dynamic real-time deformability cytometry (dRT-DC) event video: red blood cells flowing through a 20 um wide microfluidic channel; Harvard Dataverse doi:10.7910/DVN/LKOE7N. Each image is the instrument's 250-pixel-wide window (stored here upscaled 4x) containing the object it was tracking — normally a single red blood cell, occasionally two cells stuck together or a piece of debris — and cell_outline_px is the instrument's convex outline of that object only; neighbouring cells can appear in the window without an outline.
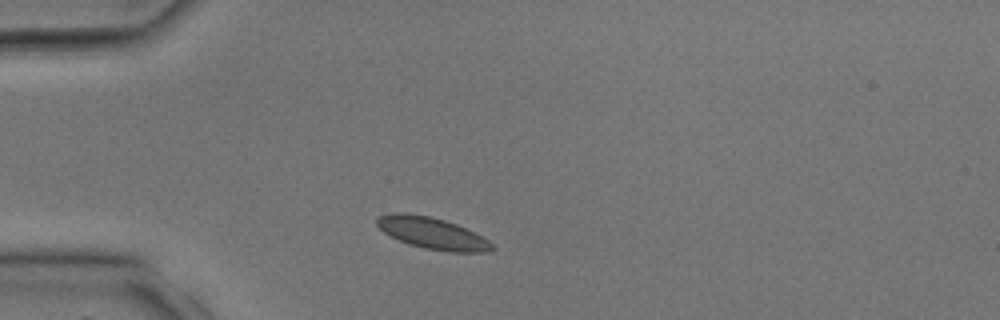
{"species": "common noctule bat (a hibernating species)", "species_latin": "Nyctalus noctula", "temperature_condition": "room temperature", "stored_images_in_passage": 27, "camera_frame_rate_fps": 3000, "um_per_image_px": 0.085, "animal": {"sex": "male", "body_mass_g": 17.9, "forearm_length_mm": 54.2}, "frame": {"image": 1, "passage_image": 3, "time_ms": 0.667, "image_size_px": [1000, 320], "cell_outline_px": [[496, 248], [488, 252], [448, 252], [424, 248], [408, 244], [384, 232], [376, 224], [376, 220], [380, 216], [392, 212], [408, 212], [428, 216], [444, 220], [456, 224], [488, 240]], "centroid_in_image_um": [36.73, 19.82], "position_along_channel_um": 48.3, "area_um2": 21.04}}
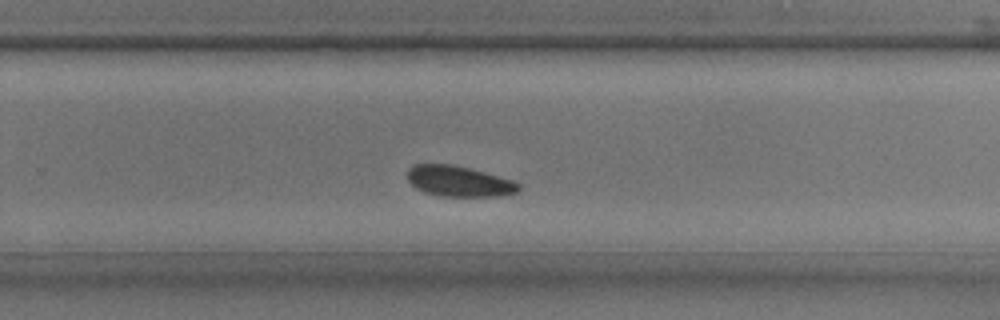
{"frame": {"image": 2, "passage_image": 16, "time_ms": 5.0, "image_size_px": [1000, 320], "cell_outline_px": [[520, 188], [516, 192], [496, 196], [440, 196], [424, 192], [416, 188], [408, 180], [408, 168], [412, 164], [452, 164], [484, 172], [512, 180], [520, 184]], "centroid_in_image_um": [38.97, 15.4], "position_along_channel_um": 290.8, "area_um2": 19.71}}
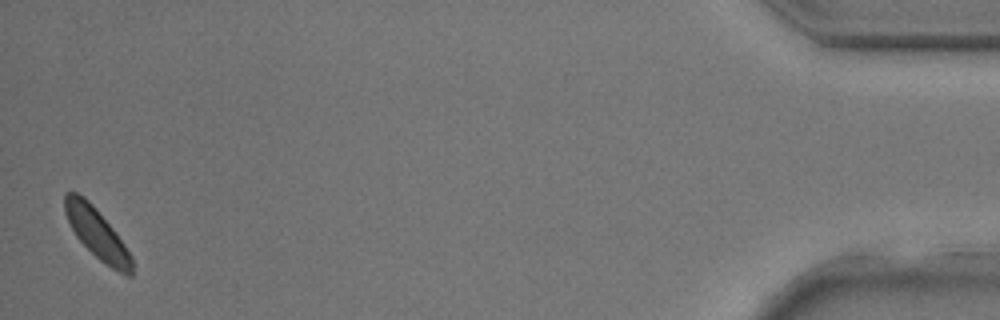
{"frame": {"image": 3, "passage_image": 27, "time_ms": 8.667, "image_size_px": [1000, 320], "cell_outline_px": [[132, 276], [128, 276], [112, 268], [100, 260], [76, 236], [64, 212], [64, 192], [76, 192], [84, 196], [92, 204], [112, 228], [124, 244], [132, 256]], "centroid_in_image_um": [8.23, 19.82], "position_along_channel_um": 427.0, "area_um2": 19.19}}